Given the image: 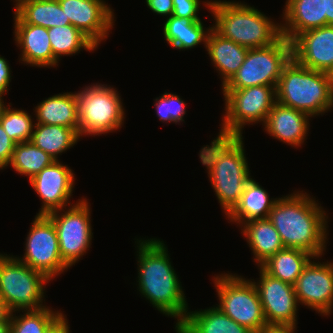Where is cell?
<instances>
[{"label": "cell", "instance_id": "obj_30", "mask_svg": "<svg viewBox=\"0 0 333 333\" xmlns=\"http://www.w3.org/2000/svg\"><path fill=\"white\" fill-rule=\"evenodd\" d=\"M53 56L60 61L63 56H74L80 51L93 52L97 46L73 25L48 28Z\"/></svg>", "mask_w": 333, "mask_h": 333}, {"label": "cell", "instance_id": "obj_27", "mask_svg": "<svg viewBox=\"0 0 333 333\" xmlns=\"http://www.w3.org/2000/svg\"><path fill=\"white\" fill-rule=\"evenodd\" d=\"M14 12L24 23L52 28L69 25L58 0H14Z\"/></svg>", "mask_w": 333, "mask_h": 333}, {"label": "cell", "instance_id": "obj_20", "mask_svg": "<svg viewBox=\"0 0 333 333\" xmlns=\"http://www.w3.org/2000/svg\"><path fill=\"white\" fill-rule=\"evenodd\" d=\"M281 34L290 42L299 34L326 26L325 0H286Z\"/></svg>", "mask_w": 333, "mask_h": 333}, {"label": "cell", "instance_id": "obj_35", "mask_svg": "<svg viewBox=\"0 0 333 333\" xmlns=\"http://www.w3.org/2000/svg\"><path fill=\"white\" fill-rule=\"evenodd\" d=\"M173 2V16L178 18H187L192 21H202L199 17V9L201 4L208 10L211 7L212 0H172ZM202 2V3H201Z\"/></svg>", "mask_w": 333, "mask_h": 333}, {"label": "cell", "instance_id": "obj_33", "mask_svg": "<svg viewBox=\"0 0 333 333\" xmlns=\"http://www.w3.org/2000/svg\"><path fill=\"white\" fill-rule=\"evenodd\" d=\"M11 106V103H9L5 108L0 124L16 144L30 141L35 119L25 110L12 108Z\"/></svg>", "mask_w": 333, "mask_h": 333}, {"label": "cell", "instance_id": "obj_28", "mask_svg": "<svg viewBox=\"0 0 333 333\" xmlns=\"http://www.w3.org/2000/svg\"><path fill=\"white\" fill-rule=\"evenodd\" d=\"M314 256L297 248H284L260 267L270 276L294 285L304 267Z\"/></svg>", "mask_w": 333, "mask_h": 333}, {"label": "cell", "instance_id": "obj_23", "mask_svg": "<svg viewBox=\"0 0 333 333\" xmlns=\"http://www.w3.org/2000/svg\"><path fill=\"white\" fill-rule=\"evenodd\" d=\"M35 123L60 125L74 129L79 134L78 102L74 92L55 94L34 107Z\"/></svg>", "mask_w": 333, "mask_h": 333}, {"label": "cell", "instance_id": "obj_6", "mask_svg": "<svg viewBox=\"0 0 333 333\" xmlns=\"http://www.w3.org/2000/svg\"><path fill=\"white\" fill-rule=\"evenodd\" d=\"M74 93L78 102L81 139L110 134L123 127L125 108L116 88L97 82Z\"/></svg>", "mask_w": 333, "mask_h": 333}, {"label": "cell", "instance_id": "obj_9", "mask_svg": "<svg viewBox=\"0 0 333 333\" xmlns=\"http://www.w3.org/2000/svg\"><path fill=\"white\" fill-rule=\"evenodd\" d=\"M224 113L218 134L243 136L245 125H264L276 101L273 86H251L243 89H222Z\"/></svg>", "mask_w": 333, "mask_h": 333}, {"label": "cell", "instance_id": "obj_42", "mask_svg": "<svg viewBox=\"0 0 333 333\" xmlns=\"http://www.w3.org/2000/svg\"><path fill=\"white\" fill-rule=\"evenodd\" d=\"M326 25H333V0H325Z\"/></svg>", "mask_w": 333, "mask_h": 333}, {"label": "cell", "instance_id": "obj_11", "mask_svg": "<svg viewBox=\"0 0 333 333\" xmlns=\"http://www.w3.org/2000/svg\"><path fill=\"white\" fill-rule=\"evenodd\" d=\"M88 200L81 197L77 203L46 215L55 226L61 259L69 268L78 263L91 248L92 210Z\"/></svg>", "mask_w": 333, "mask_h": 333}, {"label": "cell", "instance_id": "obj_8", "mask_svg": "<svg viewBox=\"0 0 333 333\" xmlns=\"http://www.w3.org/2000/svg\"><path fill=\"white\" fill-rule=\"evenodd\" d=\"M220 310L238 324L259 333L267 322L264 317L258 291L252 280L233 273H221L212 277Z\"/></svg>", "mask_w": 333, "mask_h": 333}, {"label": "cell", "instance_id": "obj_26", "mask_svg": "<svg viewBox=\"0 0 333 333\" xmlns=\"http://www.w3.org/2000/svg\"><path fill=\"white\" fill-rule=\"evenodd\" d=\"M163 37L174 49L185 51L204 44L212 27L206 28L202 21H192L171 15L163 23Z\"/></svg>", "mask_w": 333, "mask_h": 333}, {"label": "cell", "instance_id": "obj_21", "mask_svg": "<svg viewBox=\"0 0 333 333\" xmlns=\"http://www.w3.org/2000/svg\"><path fill=\"white\" fill-rule=\"evenodd\" d=\"M205 49L212 65L222 79V88L237 73L248 52V48L220 36L213 29L207 36Z\"/></svg>", "mask_w": 333, "mask_h": 333}, {"label": "cell", "instance_id": "obj_25", "mask_svg": "<svg viewBox=\"0 0 333 333\" xmlns=\"http://www.w3.org/2000/svg\"><path fill=\"white\" fill-rule=\"evenodd\" d=\"M269 196L268 191L251 178L245 186L239 203L225 216L226 219L230 221L229 223H236L240 227L249 220L268 218L269 212L278 199Z\"/></svg>", "mask_w": 333, "mask_h": 333}, {"label": "cell", "instance_id": "obj_40", "mask_svg": "<svg viewBox=\"0 0 333 333\" xmlns=\"http://www.w3.org/2000/svg\"><path fill=\"white\" fill-rule=\"evenodd\" d=\"M298 326H267L259 333H296Z\"/></svg>", "mask_w": 333, "mask_h": 333}, {"label": "cell", "instance_id": "obj_34", "mask_svg": "<svg viewBox=\"0 0 333 333\" xmlns=\"http://www.w3.org/2000/svg\"><path fill=\"white\" fill-rule=\"evenodd\" d=\"M153 100L159 121L176 125H180L181 122L185 123L186 102L179 95L165 91L164 94Z\"/></svg>", "mask_w": 333, "mask_h": 333}, {"label": "cell", "instance_id": "obj_10", "mask_svg": "<svg viewBox=\"0 0 333 333\" xmlns=\"http://www.w3.org/2000/svg\"><path fill=\"white\" fill-rule=\"evenodd\" d=\"M291 58L292 45L284 36L270 46L248 49L237 73L222 89H243L251 86L276 88L282 70Z\"/></svg>", "mask_w": 333, "mask_h": 333}, {"label": "cell", "instance_id": "obj_37", "mask_svg": "<svg viewBox=\"0 0 333 333\" xmlns=\"http://www.w3.org/2000/svg\"><path fill=\"white\" fill-rule=\"evenodd\" d=\"M146 6L157 15L169 18L173 14L172 0H145Z\"/></svg>", "mask_w": 333, "mask_h": 333}, {"label": "cell", "instance_id": "obj_39", "mask_svg": "<svg viewBox=\"0 0 333 333\" xmlns=\"http://www.w3.org/2000/svg\"><path fill=\"white\" fill-rule=\"evenodd\" d=\"M70 324L64 313H62L45 331V333H70Z\"/></svg>", "mask_w": 333, "mask_h": 333}, {"label": "cell", "instance_id": "obj_31", "mask_svg": "<svg viewBox=\"0 0 333 333\" xmlns=\"http://www.w3.org/2000/svg\"><path fill=\"white\" fill-rule=\"evenodd\" d=\"M53 161L48 153L28 141L15 145L8 167L30 180Z\"/></svg>", "mask_w": 333, "mask_h": 333}, {"label": "cell", "instance_id": "obj_22", "mask_svg": "<svg viewBox=\"0 0 333 333\" xmlns=\"http://www.w3.org/2000/svg\"><path fill=\"white\" fill-rule=\"evenodd\" d=\"M176 333H254L224 314L216 305L189 310L175 327Z\"/></svg>", "mask_w": 333, "mask_h": 333}, {"label": "cell", "instance_id": "obj_7", "mask_svg": "<svg viewBox=\"0 0 333 333\" xmlns=\"http://www.w3.org/2000/svg\"><path fill=\"white\" fill-rule=\"evenodd\" d=\"M50 281L15 256L0 253V297L11 312L46 307L44 294Z\"/></svg>", "mask_w": 333, "mask_h": 333}, {"label": "cell", "instance_id": "obj_32", "mask_svg": "<svg viewBox=\"0 0 333 333\" xmlns=\"http://www.w3.org/2000/svg\"><path fill=\"white\" fill-rule=\"evenodd\" d=\"M62 313L61 310H53L49 306L38 310L11 312L10 333H45Z\"/></svg>", "mask_w": 333, "mask_h": 333}, {"label": "cell", "instance_id": "obj_43", "mask_svg": "<svg viewBox=\"0 0 333 333\" xmlns=\"http://www.w3.org/2000/svg\"><path fill=\"white\" fill-rule=\"evenodd\" d=\"M0 333H10V322L0 323Z\"/></svg>", "mask_w": 333, "mask_h": 333}, {"label": "cell", "instance_id": "obj_16", "mask_svg": "<svg viewBox=\"0 0 333 333\" xmlns=\"http://www.w3.org/2000/svg\"><path fill=\"white\" fill-rule=\"evenodd\" d=\"M66 19L97 47L109 37L115 13L105 0H58Z\"/></svg>", "mask_w": 333, "mask_h": 333}, {"label": "cell", "instance_id": "obj_44", "mask_svg": "<svg viewBox=\"0 0 333 333\" xmlns=\"http://www.w3.org/2000/svg\"><path fill=\"white\" fill-rule=\"evenodd\" d=\"M3 96L4 95L0 94V121H1V117H2V114L4 113L5 108L8 106V105H6V103H4Z\"/></svg>", "mask_w": 333, "mask_h": 333}, {"label": "cell", "instance_id": "obj_15", "mask_svg": "<svg viewBox=\"0 0 333 333\" xmlns=\"http://www.w3.org/2000/svg\"><path fill=\"white\" fill-rule=\"evenodd\" d=\"M75 180L74 171L59 160L53 161L36 176L28 180L34 192L42 201L37 215H47L52 211L71 206L80 201L81 199L73 203L70 202L74 192Z\"/></svg>", "mask_w": 333, "mask_h": 333}, {"label": "cell", "instance_id": "obj_17", "mask_svg": "<svg viewBox=\"0 0 333 333\" xmlns=\"http://www.w3.org/2000/svg\"><path fill=\"white\" fill-rule=\"evenodd\" d=\"M292 58L312 70L333 72V25L307 30L292 41Z\"/></svg>", "mask_w": 333, "mask_h": 333}, {"label": "cell", "instance_id": "obj_5", "mask_svg": "<svg viewBox=\"0 0 333 333\" xmlns=\"http://www.w3.org/2000/svg\"><path fill=\"white\" fill-rule=\"evenodd\" d=\"M276 101L312 118L322 116L333 108L331 74L309 69L291 58L278 80Z\"/></svg>", "mask_w": 333, "mask_h": 333}, {"label": "cell", "instance_id": "obj_18", "mask_svg": "<svg viewBox=\"0 0 333 333\" xmlns=\"http://www.w3.org/2000/svg\"><path fill=\"white\" fill-rule=\"evenodd\" d=\"M14 40L20 49L19 62L39 68L57 67L59 61L53 56L48 29L24 23L15 13Z\"/></svg>", "mask_w": 333, "mask_h": 333}, {"label": "cell", "instance_id": "obj_13", "mask_svg": "<svg viewBox=\"0 0 333 333\" xmlns=\"http://www.w3.org/2000/svg\"><path fill=\"white\" fill-rule=\"evenodd\" d=\"M321 258L313 257L293 286L299 305L328 317L333 313V262Z\"/></svg>", "mask_w": 333, "mask_h": 333}, {"label": "cell", "instance_id": "obj_29", "mask_svg": "<svg viewBox=\"0 0 333 333\" xmlns=\"http://www.w3.org/2000/svg\"><path fill=\"white\" fill-rule=\"evenodd\" d=\"M80 139L74 129L35 123L30 141L54 160H60L59 156L73 148Z\"/></svg>", "mask_w": 333, "mask_h": 333}, {"label": "cell", "instance_id": "obj_12", "mask_svg": "<svg viewBox=\"0 0 333 333\" xmlns=\"http://www.w3.org/2000/svg\"><path fill=\"white\" fill-rule=\"evenodd\" d=\"M24 245L22 257H15L51 281L70 269L61 259L55 226L46 215L36 214Z\"/></svg>", "mask_w": 333, "mask_h": 333}, {"label": "cell", "instance_id": "obj_1", "mask_svg": "<svg viewBox=\"0 0 333 333\" xmlns=\"http://www.w3.org/2000/svg\"><path fill=\"white\" fill-rule=\"evenodd\" d=\"M137 249V290L155 310L177 322L189 311L182 282L171 263L168 248L159 238H135Z\"/></svg>", "mask_w": 333, "mask_h": 333}, {"label": "cell", "instance_id": "obj_38", "mask_svg": "<svg viewBox=\"0 0 333 333\" xmlns=\"http://www.w3.org/2000/svg\"><path fill=\"white\" fill-rule=\"evenodd\" d=\"M9 65V61L0 55V94L4 96L8 93V87L12 79V71Z\"/></svg>", "mask_w": 333, "mask_h": 333}, {"label": "cell", "instance_id": "obj_3", "mask_svg": "<svg viewBox=\"0 0 333 333\" xmlns=\"http://www.w3.org/2000/svg\"><path fill=\"white\" fill-rule=\"evenodd\" d=\"M210 145L199 151L208 178L223 213L227 216L239 203L246 184L251 180L243 136L217 134Z\"/></svg>", "mask_w": 333, "mask_h": 333}, {"label": "cell", "instance_id": "obj_24", "mask_svg": "<svg viewBox=\"0 0 333 333\" xmlns=\"http://www.w3.org/2000/svg\"><path fill=\"white\" fill-rule=\"evenodd\" d=\"M240 229L257 267L285 248L278 231L268 218L249 220L243 223Z\"/></svg>", "mask_w": 333, "mask_h": 333}, {"label": "cell", "instance_id": "obj_2", "mask_svg": "<svg viewBox=\"0 0 333 333\" xmlns=\"http://www.w3.org/2000/svg\"><path fill=\"white\" fill-rule=\"evenodd\" d=\"M319 201L305 191L278 197L268 219L285 248H297L314 257L324 256L328 243V214Z\"/></svg>", "mask_w": 333, "mask_h": 333}, {"label": "cell", "instance_id": "obj_14", "mask_svg": "<svg viewBox=\"0 0 333 333\" xmlns=\"http://www.w3.org/2000/svg\"><path fill=\"white\" fill-rule=\"evenodd\" d=\"M258 280L254 283L262 304L263 313L268 326H295L299 302L294 286L267 274L261 267Z\"/></svg>", "mask_w": 333, "mask_h": 333}, {"label": "cell", "instance_id": "obj_41", "mask_svg": "<svg viewBox=\"0 0 333 333\" xmlns=\"http://www.w3.org/2000/svg\"><path fill=\"white\" fill-rule=\"evenodd\" d=\"M11 311L6 302L0 297V323L10 322Z\"/></svg>", "mask_w": 333, "mask_h": 333}, {"label": "cell", "instance_id": "obj_36", "mask_svg": "<svg viewBox=\"0 0 333 333\" xmlns=\"http://www.w3.org/2000/svg\"><path fill=\"white\" fill-rule=\"evenodd\" d=\"M16 143L8 136L0 124V170L8 167Z\"/></svg>", "mask_w": 333, "mask_h": 333}, {"label": "cell", "instance_id": "obj_19", "mask_svg": "<svg viewBox=\"0 0 333 333\" xmlns=\"http://www.w3.org/2000/svg\"><path fill=\"white\" fill-rule=\"evenodd\" d=\"M311 118L303 111L276 102L263 125L264 132L283 144L298 148L307 139Z\"/></svg>", "mask_w": 333, "mask_h": 333}, {"label": "cell", "instance_id": "obj_4", "mask_svg": "<svg viewBox=\"0 0 333 333\" xmlns=\"http://www.w3.org/2000/svg\"><path fill=\"white\" fill-rule=\"evenodd\" d=\"M209 11L217 34L248 49L270 46L282 36L281 22L245 2L212 0Z\"/></svg>", "mask_w": 333, "mask_h": 333}]
</instances>
